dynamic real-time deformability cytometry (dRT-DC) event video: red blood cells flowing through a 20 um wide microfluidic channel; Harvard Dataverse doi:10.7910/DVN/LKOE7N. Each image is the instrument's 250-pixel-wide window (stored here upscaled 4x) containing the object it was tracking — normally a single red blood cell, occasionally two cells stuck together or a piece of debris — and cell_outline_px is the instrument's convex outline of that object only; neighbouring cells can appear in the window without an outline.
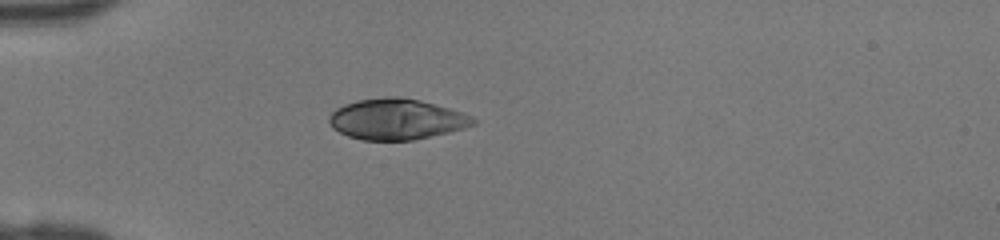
{"species": "human", "species_latin": "Homo sapiens", "temperature_condition": "room temperature", "stored_images_in_passage": 41, "camera_frame_rate_fps": 3000, "um_per_image_px": 0.085, "donor": {"sex": "female"}, "frame": {"image": 1, "passage_image": 9, "time_ms": 2.667, "image_size_px": [1000, 240], "cell_outline_px": [[476, 124], [464, 128], [448, 132], [412, 140], [360, 140], [348, 136], [332, 128], [328, 120], [328, 116], [336, 108], [344, 104], [360, 100], [384, 96], [396, 96], [420, 100], [448, 108], [472, 116], [476, 120]], "centroid_in_image_um": [33.67, 10.13], "position_along_channel_um": 51.3, "area_um2": 34.16}}
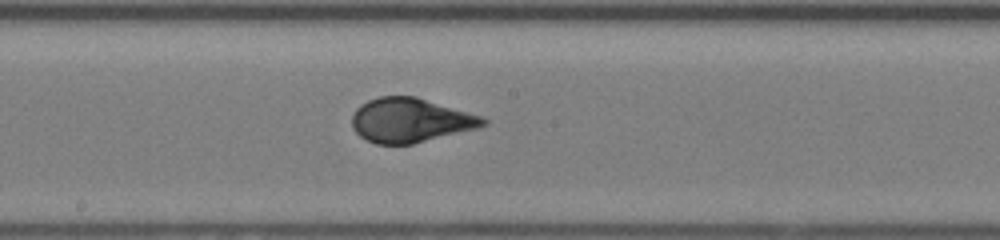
{"frame": {"image": 2, "passage_image": 21, "time_ms": 6.667, "image_size_px": [1000, 240], "cell_outline_px": [[488, 124], [480, 128], [412, 144], [376, 144], [360, 136], [352, 128], [352, 116], [356, 108], [360, 104], [368, 100], [380, 96], [416, 96], [484, 116], [488, 120]], "centroid_in_image_um": [34.92, 10.22], "position_along_channel_um": 213.3, "area_um2": 34.22}}
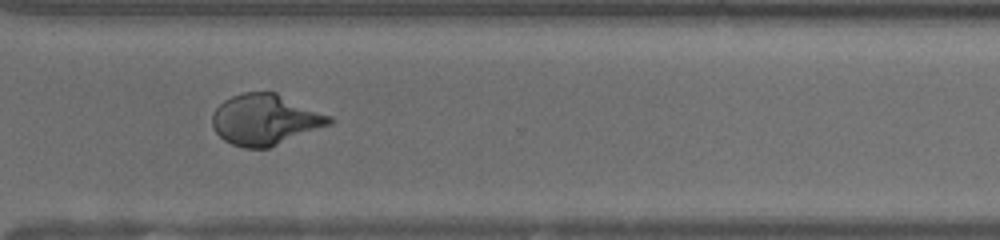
{"frame": {"image": 3, "passage_image": 30, "time_ms": 9.667, "image_size_px": [1000, 240], "cell_outline_px": [[332, 124], [268, 148], [244, 148], [232, 144], [224, 140], [212, 128], [212, 112], [224, 100], [232, 96], [244, 92], [276, 92], [332, 116]], "centroid_in_image_um": [22.53, 10.17], "position_along_channel_um": 348.1, "area_um2": 34.68}}